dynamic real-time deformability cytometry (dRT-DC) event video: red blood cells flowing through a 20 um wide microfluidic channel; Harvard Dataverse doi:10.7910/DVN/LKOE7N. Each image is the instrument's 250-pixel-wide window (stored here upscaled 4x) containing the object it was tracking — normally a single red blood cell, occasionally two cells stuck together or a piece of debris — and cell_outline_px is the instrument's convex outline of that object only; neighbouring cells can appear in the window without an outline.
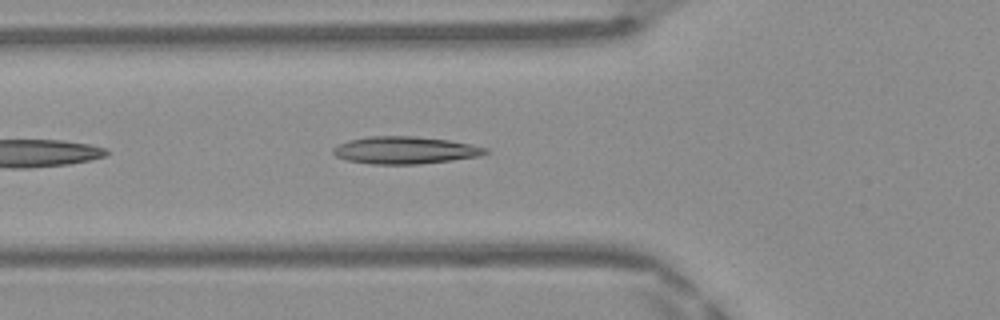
{"species": "Egyptian fruit bat (a non-hibernating species)", "species_latin": "Rousettus aegyptiacus", "temperature_condition": "warm", "stored_images_in_passage": 10, "camera_frame_rate_fps": 3000, "um_per_image_px": 0.085, "frame": {"image": 1, "passage_image": 4, "time_ms": 1.0, "image_size_px": [1000, 320], "cell_outline_px": [[488, 152], [480, 156], [452, 160], [420, 164], [372, 164], [348, 160], [336, 156], [332, 152], [332, 148], [348, 140], [368, 136], [412, 136], [448, 140], [472, 144], [488, 148]], "centroid_in_image_um": [34.44, 12.76], "position_along_channel_um": 91.4, "area_um2": 24.22}}
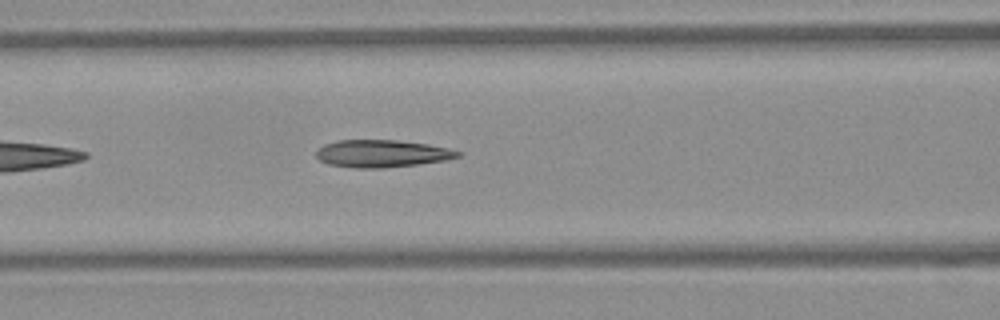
{"frame": {"image": 2, "passage_image": 7, "time_ms": 2.0, "image_size_px": [1000, 320], "cell_outline_px": [[464, 152], [460, 156], [444, 160], [416, 164], [384, 168], [356, 168], [328, 164], [320, 160], [316, 156], [316, 152], [324, 144], [336, 140], [396, 140], [428, 144], [448, 148]], "centroid_in_image_um": [32.46, 13.05], "position_along_channel_um": 134.1, "area_um2": 22.54}}